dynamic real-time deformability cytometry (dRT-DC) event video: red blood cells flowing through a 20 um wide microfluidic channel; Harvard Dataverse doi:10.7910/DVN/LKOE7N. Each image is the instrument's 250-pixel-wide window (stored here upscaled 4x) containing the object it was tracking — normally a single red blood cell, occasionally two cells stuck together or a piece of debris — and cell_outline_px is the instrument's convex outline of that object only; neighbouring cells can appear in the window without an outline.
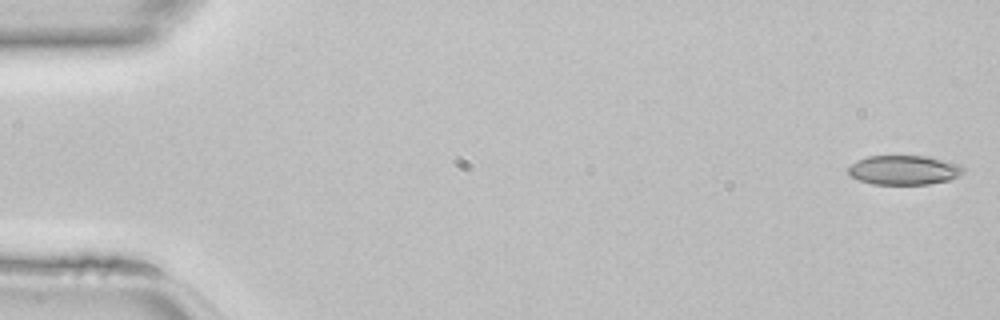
{"species": "common noctule bat (a hibernating species)", "species_latin": "Nyctalus noctula", "temperature_condition": "room temperature", "stored_images_in_passage": 46, "camera_frame_rate_fps": 3000, "um_per_image_px": 0.085, "animal": {"sex": "female", "body_mass_g": 22.7, "forearm_length_mm": 54.2}, "frame": {"image": 1, "passage_image": 1, "time_ms": 0.0, "image_size_px": [1000, 320], "cell_outline_px": [[964, 172], [948, 180], [928, 184], [872, 184], [848, 176], [848, 168], [856, 160], [868, 156], [928, 156], [960, 164], [964, 168]], "centroid_in_image_um": [76.81, 14.45], "position_along_channel_um": 8.2, "area_um2": 19.71}}
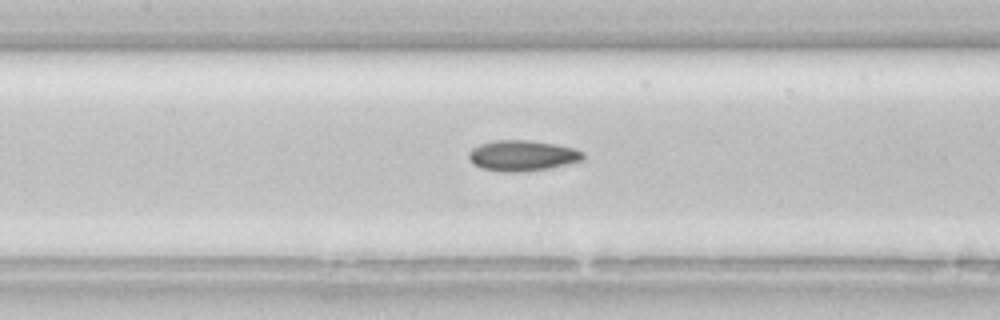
{"frame": {"image": 2, "passage_image": 21, "time_ms": 6.667, "image_size_px": [1000, 320], "cell_outline_px": [[584, 160], [548, 168], [516, 172], [504, 172], [480, 168], [468, 156], [468, 152], [472, 148], [480, 144], [492, 140], [528, 140], [576, 148], [584, 152]], "centroid_in_image_um": [44.4, 13.22], "position_along_channel_um": 163.0, "area_um2": 20.29}}
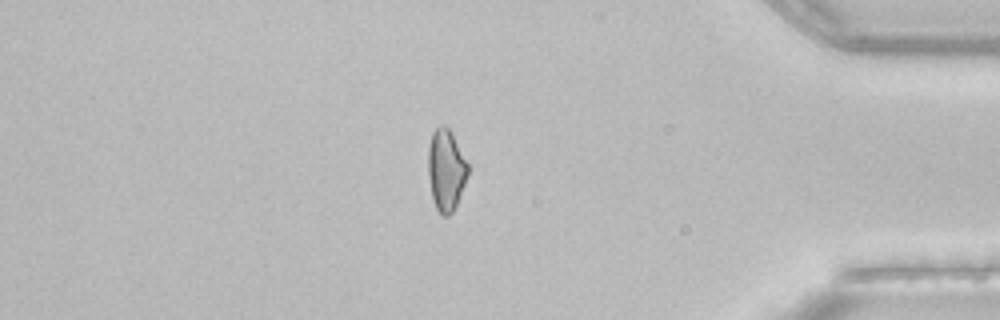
{"frame": {"image": 3, "passage_image": 39, "time_ms": 12.667, "image_size_px": [1000, 320], "cell_outline_px": [[468, 172], [464, 184], [456, 204], [452, 212], [448, 216], [440, 216], [432, 200], [428, 176], [428, 148], [432, 132], [440, 124], [444, 124], [452, 132], [468, 164]], "centroid_in_image_um": [37.88, 14.44], "position_along_channel_um": 397.3, "area_um2": 18.96}}